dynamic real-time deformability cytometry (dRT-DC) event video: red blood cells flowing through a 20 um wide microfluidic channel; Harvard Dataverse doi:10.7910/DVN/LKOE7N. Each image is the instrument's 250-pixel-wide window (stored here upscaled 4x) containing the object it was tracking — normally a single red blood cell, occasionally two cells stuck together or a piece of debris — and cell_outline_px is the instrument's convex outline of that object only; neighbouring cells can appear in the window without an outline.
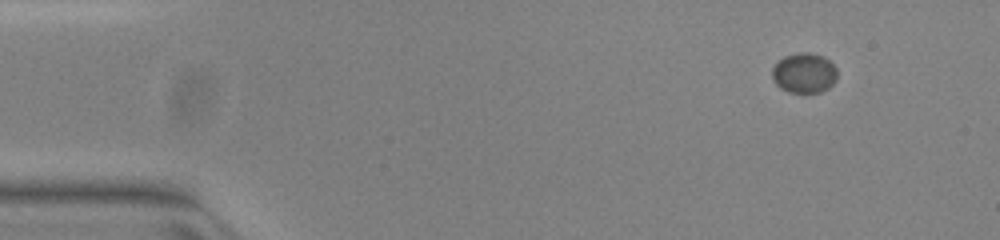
{"species": "common noctule bat (a hibernating species)", "species_latin": "Nyctalus noctula", "temperature_condition": "warm", "stored_images_in_passage": 51, "camera_frame_rate_fps": 3000, "um_per_image_px": 0.085, "animal": {"sex": "female", "body_mass_g": 23.0, "forearm_length_mm": 53.4}, "frame": {"image": 1, "passage_image": 1, "time_ms": 0.0, "image_size_px": [1000, 240], "cell_outline_px": [[836, 80], [828, 88], [820, 92], [788, 92], [780, 88], [776, 84], [772, 76], [772, 68], [784, 56], [796, 52], [808, 52], [824, 56], [836, 68]], "centroid_in_image_um": [68.35, 6.19], "position_along_channel_um": 16.7, "area_um2": 15.14}}
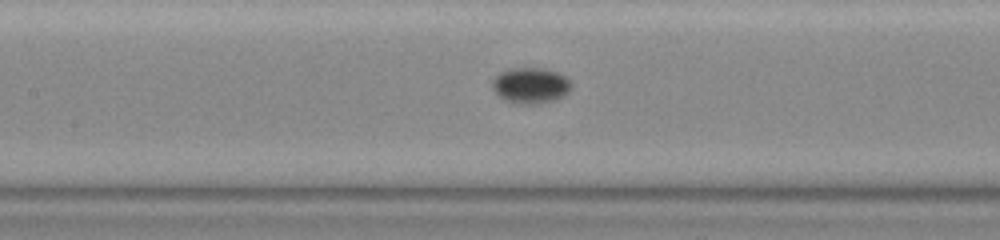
{"frame": {"image": 2, "passage_image": 21, "time_ms": 6.667, "image_size_px": [1000, 240], "cell_outline_px": [[572, 88], [564, 96], [552, 100], [532, 104], [520, 104], [504, 100], [492, 88], [492, 80], [500, 72], [508, 68], [544, 68], [560, 72], [572, 84]], "centroid_in_image_um": [45.1, 7.25], "position_along_channel_um": 162.3, "area_um2": 16.53}}
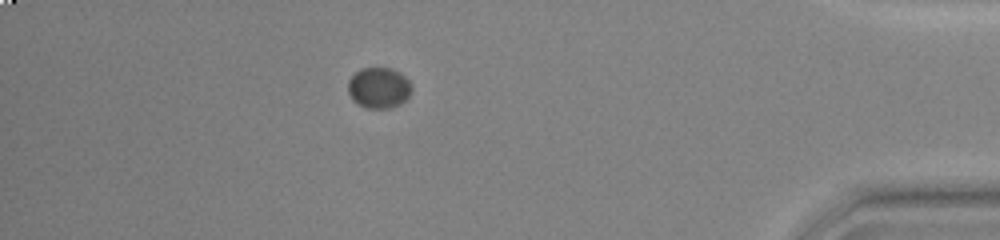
{"frame": {"image": 3, "passage_image": 44, "time_ms": 14.333, "image_size_px": [1000, 240], "cell_outline_px": [[412, 92], [400, 104], [392, 108], [364, 108], [356, 104], [352, 100], [348, 92], [348, 80], [360, 68], [392, 68], [400, 72], [412, 84]], "centroid_in_image_um": [32.19, 7.47], "position_along_channel_um": 403.0, "area_um2": 15.37}, "authors_computed_cell_mechanics": {"area_um2": 15.2014, "velocity_mm_per_s": 3.7666, "shape_relaxation_time_tau1_ms": 2.3361, "shape_relaxation_time_tau2_ms": null, "deformation_change_tau1": 0.0358, "deformation_change_tau2": null}}